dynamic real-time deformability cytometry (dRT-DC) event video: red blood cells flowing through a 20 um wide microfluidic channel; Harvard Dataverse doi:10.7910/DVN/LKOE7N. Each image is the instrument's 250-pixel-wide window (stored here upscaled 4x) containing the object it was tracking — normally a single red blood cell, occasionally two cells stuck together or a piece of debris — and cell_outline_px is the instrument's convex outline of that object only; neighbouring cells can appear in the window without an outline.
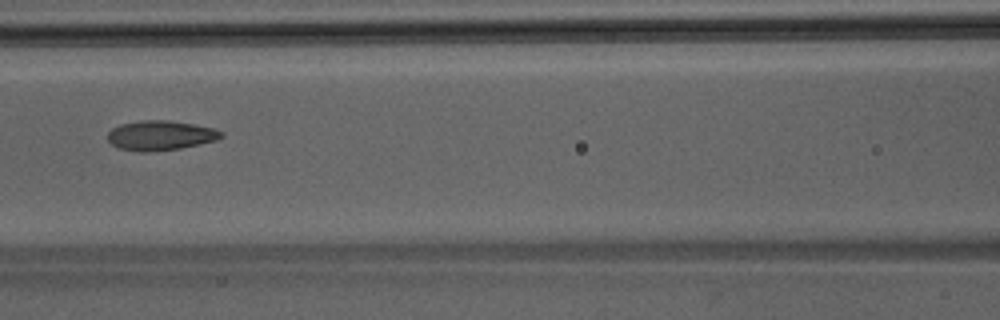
{"species": "Egyptian fruit bat (a non-hibernating species)", "species_latin": "Rousettus aegyptiacus", "temperature_condition": "room temperature", "stored_images_in_passage": 4, "camera_frame_rate_fps": 3000, "um_per_image_px": 0.085, "animal": {"sex": "male"}, "frame": {"image": 1, "passage_image": 4, "time_ms": 1.0, "image_size_px": [1000, 320], "cell_outline_px": [[224, 136], [216, 140], [200, 144], [180, 148], [144, 152], [140, 152], [116, 148], [108, 140], [108, 132], [112, 128], [120, 124], [140, 120], [168, 120], [196, 124], [216, 128], [224, 132]], "centroid_in_image_um": [13.66, 11.5], "position_along_channel_um": 152.9, "area_um2": 19.88}}